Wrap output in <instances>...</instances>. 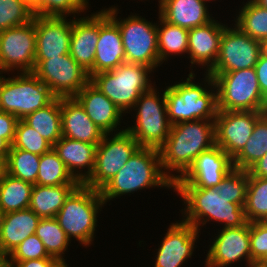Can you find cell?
<instances>
[{
  "mask_svg": "<svg viewBox=\"0 0 267 267\" xmlns=\"http://www.w3.org/2000/svg\"><path fill=\"white\" fill-rule=\"evenodd\" d=\"M194 77L195 74L191 71L186 81L168 86L164 91L167 115L172 125L216 118L217 90L208 91L201 83H193Z\"/></svg>",
  "mask_w": 267,
  "mask_h": 267,
  "instance_id": "8992f818",
  "label": "cell"
},
{
  "mask_svg": "<svg viewBox=\"0 0 267 267\" xmlns=\"http://www.w3.org/2000/svg\"><path fill=\"white\" fill-rule=\"evenodd\" d=\"M159 20L161 26L159 28L157 25L158 54L162 64L172 54L175 56V54L188 52L189 30L169 24L160 16Z\"/></svg>",
  "mask_w": 267,
  "mask_h": 267,
  "instance_id": "d6a6232c",
  "label": "cell"
},
{
  "mask_svg": "<svg viewBox=\"0 0 267 267\" xmlns=\"http://www.w3.org/2000/svg\"><path fill=\"white\" fill-rule=\"evenodd\" d=\"M233 28L225 26L216 62L208 72L253 68L258 62L261 54L260 41L251 38L237 26Z\"/></svg>",
  "mask_w": 267,
  "mask_h": 267,
  "instance_id": "5bb4252c",
  "label": "cell"
},
{
  "mask_svg": "<svg viewBox=\"0 0 267 267\" xmlns=\"http://www.w3.org/2000/svg\"><path fill=\"white\" fill-rule=\"evenodd\" d=\"M40 155L11 146L6 158V173L36 185Z\"/></svg>",
  "mask_w": 267,
  "mask_h": 267,
  "instance_id": "d590c367",
  "label": "cell"
},
{
  "mask_svg": "<svg viewBox=\"0 0 267 267\" xmlns=\"http://www.w3.org/2000/svg\"><path fill=\"white\" fill-rule=\"evenodd\" d=\"M5 212L0 208V234H1V227L3 224Z\"/></svg>",
  "mask_w": 267,
  "mask_h": 267,
  "instance_id": "11a10c76",
  "label": "cell"
},
{
  "mask_svg": "<svg viewBox=\"0 0 267 267\" xmlns=\"http://www.w3.org/2000/svg\"><path fill=\"white\" fill-rule=\"evenodd\" d=\"M12 147L41 156L51 150L53 145L34 128L26 124L22 119H19Z\"/></svg>",
  "mask_w": 267,
  "mask_h": 267,
  "instance_id": "74e56055",
  "label": "cell"
},
{
  "mask_svg": "<svg viewBox=\"0 0 267 267\" xmlns=\"http://www.w3.org/2000/svg\"><path fill=\"white\" fill-rule=\"evenodd\" d=\"M234 24L251 38L261 41L267 38V9L249 0L239 11Z\"/></svg>",
  "mask_w": 267,
  "mask_h": 267,
  "instance_id": "8d00e7d4",
  "label": "cell"
},
{
  "mask_svg": "<svg viewBox=\"0 0 267 267\" xmlns=\"http://www.w3.org/2000/svg\"><path fill=\"white\" fill-rule=\"evenodd\" d=\"M213 19L208 24L191 28L188 32V55L192 65L206 67L208 72L215 64L225 25ZM209 64V65H208ZM206 65V66H205Z\"/></svg>",
  "mask_w": 267,
  "mask_h": 267,
  "instance_id": "cb8c5ba5",
  "label": "cell"
},
{
  "mask_svg": "<svg viewBox=\"0 0 267 267\" xmlns=\"http://www.w3.org/2000/svg\"><path fill=\"white\" fill-rule=\"evenodd\" d=\"M126 62L120 29L103 9L99 11V40L96 45L94 74L110 71Z\"/></svg>",
  "mask_w": 267,
  "mask_h": 267,
  "instance_id": "ffe728a7",
  "label": "cell"
},
{
  "mask_svg": "<svg viewBox=\"0 0 267 267\" xmlns=\"http://www.w3.org/2000/svg\"><path fill=\"white\" fill-rule=\"evenodd\" d=\"M198 233L183 220L172 223L158 248L154 267H181L192 256Z\"/></svg>",
  "mask_w": 267,
  "mask_h": 267,
  "instance_id": "d6986e66",
  "label": "cell"
},
{
  "mask_svg": "<svg viewBox=\"0 0 267 267\" xmlns=\"http://www.w3.org/2000/svg\"><path fill=\"white\" fill-rule=\"evenodd\" d=\"M247 171L253 177L267 178V152L260 160L254 163Z\"/></svg>",
  "mask_w": 267,
  "mask_h": 267,
  "instance_id": "bcb514c9",
  "label": "cell"
},
{
  "mask_svg": "<svg viewBox=\"0 0 267 267\" xmlns=\"http://www.w3.org/2000/svg\"><path fill=\"white\" fill-rule=\"evenodd\" d=\"M37 185H79L66 168L64 162L59 158L58 153L52 148L40 156L39 171L36 180Z\"/></svg>",
  "mask_w": 267,
  "mask_h": 267,
  "instance_id": "1f68e13d",
  "label": "cell"
},
{
  "mask_svg": "<svg viewBox=\"0 0 267 267\" xmlns=\"http://www.w3.org/2000/svg\"><path fill=\"white\" fill-rule=\"evenodd\" d=\"M267 152V112L256 122L245 147L233 159L235 169L248 170Z\"/></svg>",
  "mask_w": 267,
  "mask_h": 267,
  "instance_id": "4dcf8cb0",
  "label": "cell"
},
{
  "mask_svg": "<svg viewBox=\"0 0 267 267\" xmlns=\"http://www.w3.org/2000/svg\"><path fill=\"white\" fill-rule=\"evenodd\" d=\"M74 98L105 134H113L111 132L119 130L117 126L120 125L123 112L91 82L85 85Z\"/></svg>",
  "mask_w": 267,
  "mask_h": 267,
  "instance_id": "7402d4cb",
  "label": "cell"
},
{
  "mask_svg": "<svg viewBox=\"0 0 267 267\" xmlns=\"http://www.w3.org/2000/svg\"><path fill=\"white\" fill-rule=\"evenodd\" d=\"M22 120L54 145L62 137L61 98L56 97L50 104L28 114Z\"/></svg>",
  "mask_w": 267,
  "mask_h": 267,
  "instance_id": "f1b7e54d",
  "label": "cell"
},
{
  "mask_svg": "<svg viewBox=\"0 0 267 267\" xmlns=\"http://www.w3.org/2000/svg\"><path fill=\"white\" fill-rule=\"evenodd\" d=\"M78 185H33L29 209L40 218H55L66 198Z\"/></svg>",
  "mask_w": 267,
  "mask_h": 267,
  "instance_id": "83f0119b",
  "label": "cell"
},
{
  "mask_svg": "<svg viewBox=\"0 0 267 267\" xmlns=\"http://www.w3.org/2000/svg\"><path fill=\"white\" fill-rule=\"evenodd\" d=\"M8 256V262L54 258L48 255L42 241L35 234L28 236Z\"/></svg>",
  "mask_w": 267,
  "mask_h": 267,
  "instance_id": "ab89813d",
  "label": "cell"
},
{
  "mask_svg": "<svg viewBox=\"0 0 267 267\" xmlns=\"http://www.w3.org/2000/svg\"><path fill=\"white\" fill-rule=\"evenodd\" d=\"M19 119L13 114L0 111V134L5 138L11 145L15 138L16 126Z\"/></svg>",
  "mask_w": 267,
  "mask_h": 267,
  "instance_id": "7bdbcfd3",
  "label": "cell"
},
{
  "mask_svg": "<svg viewBox=\"0 0 267 267\" xmlns=\"http://www.w3.org/2000/svg\"><path fill=\"white\" fill-rule=\"evenodd\" d=\"M52 267H68L65 260H57Z\"/></svg>",
  "mask_w": 267,
  "mask_h": 267,
  "instance_id": "f5cc1de1",
  "label": "cell"
},
{
  "mask_svg": "<svg viewBox=\"0 0 267 267\" xmlns=\"http://www.w3.org/2000/svg\"><path fill=\"white\" fill-rule=\"evenodd\" d=\"M244 212L247 222H267V178L249 174Z\"/></svg>",
  "mask_w": 267,
  "mask_h": 267,
  "instance_id": "e575fe53",
  "label": "cell"
},
{
  "mask_svg": "<svg viewBox=\"0 0 267 267\" xmlns=\"http://www.w3.org/2000/svg\"><path fill=\"white\" fill-rule=\"evenodd\" d=\"M109 135L104 134L97 145L94 170L83 183L98 191L119 172L140 147L126 129L114 133L112 138L108 137Z\"/></svg>",
  "mask_w": 267,
  "mask_h": 267,
  "instance_id": "8fae6325",
  "label": "cell"
},
{
  "mask_svg": "<svg viewBox=\"0 0 267 267\" xmlns=\"http://www.w3.org/2000/svg\"><path fill=\"white\" fill-rule=\"evenodd\" d=\"M105 10L120 29L126 62L155 69L160 64L156 23L136 14L119 21L116 7Z\"/></svg>",
  "mask_w": 267,
  "mask_h": 267,
  "instance_id": "9c48e42d",
  "label": "cell"
},
{
  "mask_svg": "<svg viewBox=\"0 0 267 267\" xmlns=\"http://www.w3.org/2000/svg\"><path fill=\"white\" fill-rule=\"evenodd\" d=\"M258 85L262 95L267 99V57L260 54L258 62L254 66Z\"/></svg>",
  "mask_w": 267,
  "mask_h": 267,
  "instance_id": "ee69618b",
  "label": "cell"
},
{
  "mask_svg": "<svg viewBox=\"0 0 267 267\" xmlns=\"http://www.w3.org/2000/svg\"><path fill=\"white\" fill-rule=\"evenodd\" d=\"M33 73L60 98L74 97L90 82V76L70 54L50 59H35Z\"/></svg>",
  "mask_w": 267,
  "mask_h": 267,
  "instance_id": "7c38bea8",
  "label": "cell"
},
{
  "mask_svg": "<svg viewBox=\"0 0 267 267\" xmlns=\"http://www.w3.org/2000/svg\"><path fill=\"white\" fill-rule=\"evenodd\" d=\"M153 68L124 62L117 68L94 74L90 82L122 112L132 108L142 93L153 88L148 76Z\"/></svg>",
  "mask_w": 267,
  "mask_h": 267,
  "instance_id": "52a82bcc",
  "label": "cell"
},
{
  "mask_svg": "<svg viewBox=\"0 0 267 267\" xmlns=\"http://www.w3.org/2000/svg\"><path fill=\"white\" fill-rule=\"evenodd\" d=\"M69 54L86 71L94 75L96 45L99 40V12L80 19L73 18Z\"/></svg>",
  "mask_w": 267,
  "mask_h": 267,
  "instance_id": "44dd1931",
  "label": "cell"
},
{
  "mask_svg": "<svg viewBox=\"0 0 267 267\" xmlns=\"http://www.w3.org/2000/svg\"><path fill=\"white\" fill-rule=\"evenodd\" d=\"M8 262V255L0 247V267H4Z\"/></svg>",
  "mask_w": 267,
  "mask_h": 267,
  "instance_id": "816d5d0a",
  "label": "cell"
},
{
  "mask_svg": "<svg viewBox=\"0 0 267 267\" xmlns=\"http://www.w3.org/2000/svg\"><path fill=\"white\" fill-rule=\"evenodd\" d=\"M234 169L233 159L215 145L202 152L173 187L214 188Z\"/></svg>",
  "mask_w": 267,
  "mask_h": 267,
  "instance_id": "2e32d148",
  "label": "cell"
},
{
  "mask_svg": "<svg viewBox=\"0 0 267 267\" xmlns=\"http://www.w3.org/2000/svg\"><path fill=\"white\" fill-rule=\"evenodd\" d=\"M153 186L173 188L174 182L162 170L159 150L139 147L99 191L106 203L118 196Z\"/></svg>",
  "mask_w": 267,
  "mask_h": 267,
  "instance_id": "3957f363",
  "label": "cell"
},
{
  "mask_svg": "<svg viewBox=\"0 0 267 267\" xmlns=\"http://www.w3.org/2000/svg\"><path fill=\"white\" fill-rule=\"evenodd\" d=\"M11 146L12 145L5 138L2 137V134H0V157L6 159Z\"/></svg>",
  "mask_w": 267,
  "mask_h": 267,
  "instance_id": "c3c4849f",
  "label": "cell"
},
{
  "mask_svg": "<svg viewBox=\"0 0 267 267\" xmlns=\"http://www.w3.org/2000/svg\"><path fill=\"white\" fill-rule=\"evenodd\" d=\"M267 111H219L215 118V145L234 159L245 147L256 122Z\"/></svg>",
  "mask_w": 267,
  "mask_h": 267,
  "instance_id": "9a60e30c",
  "label": "cell"
},
{
  "mask_svg": "<svg viewBox=\"0 0 267 267\" xmlns=\"http://www.w3.org/2000/svg\"><path fill=\"white\" fill-rule=\"evenodd\" d=\"M260 52L262 56L267 57V38L260 41Z\"/></svg>",
  "mask_w": 267,
  "mask_h": 267,
  "instance_id": "f907efd6",
  "label": "cell"
},
{
  "mask_svg": "<svg viewBox=\"0 0 267 267\" xmlns=\"http://www.w3.org/2000/svg\"><path fill=\"white\" fill-rule=\"evenodd\" d=\"M205 82L217 90L219 111H267L255 68L231 72H205Z\"/></svg>",
  "mask_w": 267,
  "mask_h": 267,
  "instance_id": "277c9868",
  "label": "cell"
},
{
  "mask_svg": "<svg viewBox=\"0 0 267 267\" xmlns=\"http://www.w3.org/2000/svg\"><path fill=\"white\" fill-rule=\"evenodd\" d=\"M33 184L5 173L0 181V208L6 213L27 209Z\"/></svg>",
  "mask_w": 267,
  "mask_h": 267,
  "instance_id": "f546056e",
  "label": "cell"
},
{
  "mask_svg": "<svg viewBox=\"0 0 267 267\" xmlns=\"http://www.w3.org/2000/svg\"><path fill=\"white\" fill-rule=\"evenodd\" d=\"M56 261L55 258H42L9 263L16 267H52Z\"/></svg>",
  "mask_w": 267,
  "mask_h": 267,
  "instance_id": "f6af8a7d",
  "label": "cell"
},
{
  "mask_svg": "<svg viewBox=\"0 0 267 267\" xmlns=\"http://www.w3.org/2000/svg\"><path fill=\"white\" fill-rule=\"evenodd\" d=\"M249 267H267V262L266 263H253Z\"/></svg>",
  "mask_w": 267,
  "mask_h": 267,
  "instance_id": "9f6ffc18",
  "label": "cell"
},
{
  "mask_svg": "<svg viewBox=\"0 0 267 267\" xmlns=\"http://www.w3.org/2000/svg\"><path fill=\"white\" fill-rule=\"evenodd\" d=\"M4 267H16V266L11 264V263H9V262H7V264Z\"/></svg>",
  "mask_w": 267,
  "mask_h": 267,
  "instance_id": "6f0895ef",
  "label": "cell"
},
{
  "mask_svg": "<svg viewBox=\"0 0 267 267\" xmlns=\"http://www.w3.org/2000/svg\"><path fill=\"white\" fill-rule=\"evenodd\" d=\"M71 21L65 17L35 15V59H50L69 54L72 33Z\"/></svg>",
  "mask_w": 267,
  "mask_h": 267,
  "instance_id": "ac0fdd59",
  "label": "cell"
},
{
  "mask_svg": "<svg viewBox=\"0 0 267 267\" xmlns=\"http://www.w3.org/2000/svg\"><path fill=\"white\" fill-rule=\"evenodd\" d=\"M204 0H160L159 16L169 24L190 30L213 20Z\"/></svg>",
  "mask_w": 267,
  "mask_h": 267,
  "instance_id": "d4e9b609",
  "label": "cell"
},
{
  "mask_svg": "<svg viewBox=\"0 0 267 267\" xmlns=\"http://www.w3.org/2000/svg\"><path fill=\"white\" fill-rule=\"evenodd\" d=\"M248 181V171L234 168L214 188L173 187L187 205L183 221L199 231L201 224L205 225L210 220L224 223L223 228L245 225Z\"/></svg>",
  "mask_w": 267,
  "mask_h": 267,
  "instance_id": "6da1fadb",
  "label": "cell"
},
{
  "mask_svg": "<svg viewBox=\"0 0 267 267\" xmlns=\"http://www.w3.org/2000/svg\"><path fill=\"white\" fill-rule=\"evenodd\" d=\"M40 219L29 208L6 213L0 234L1 249L9 255L28 236L35 234Z\"/></svg>",
  "mask_w": 267,
  "mask_h": 267,
  "instance_id": "4316f807",
  "label": "cell"
},
{
  "mask_svg": "<svg viewBox=\"0 0 267 267\" xmlns=\"http://www.w3.org/2000/svg\"><path fill=\"white\" fill-rule=\"evenodd\" d=\"M37 16H45V0H23Z\"/></svg>",
  "mask_w": 267,
  "mask_h": 267,
  "instance_id": "7dc6e473",
  "label": "cell"
},
{
  "mask_svg": "<svg viewBox=\"0 0 267 267\" xmlns=\"http://www.w3.org/2000/svg\"><path fill=\"white\" fill-rule=\"evenodd\" d=\"M61 127L63 137L90 144L98 145L105 134L74 97L61 98Z\"/></svg>",
  "mask_w": 267,
  "mask_h": 267,
  "instance_id": "603a6c76",
  "label": "cell"
},
{
  "mask_svg": "<svg viewBox=\"0 0 267 267\" xmlns=\"http://www.w3.org/2000/svg\"><path fill=\"white\" fill-rule=\"evenodd\" d=\"M213 146H215L214 120L173 124L167 139L158 149L163 172L174 182L188 170L202 152ZM169 170L176 171L180 175L170 174Z\"/></svg>",
  "mask_w": 267,
  "mask_h": 267,
  "instance_id": "7a4b0ae2",
  "label": "cell"
},
{
  "mask_svg": "<svg viewBox=\"0 0 267 267\" xmlns=\"http://www.w3.org/2000/svg\"><path fill=\"white\" fill-rule=\"evenodd\" d=\"M100 191L80 183L66 198L55 219L67 237L84 246L91 244L97 227V213L104 206Z\"/></svg>",
  "mask_w": 267,
  "mask_h": 267,
  "instance_id": "5b68a950",
  "label": "cell"
},
{
  "mask_svg": "<svg viewBox=\"0 0 267 267\" xmlns=\"http://www.w3.org/2000/svg\"><path fill=\"white\" fill-rule=\"evenodd\" d=\"M5 173H6V159L0 157V181L3 179Z\"/></svg>",
  "mask_w": 267,
  "mask_h": 267,
  "instance_id": "681fc988",
  "label": "cell"
},
{
  "mask_svg": "<svg viewBox=\"0 0 267 267\" xmlns=\"http://www.w3.org/2000/svg\"><path fill=\"white\" fill-rule=\"evenodd\" d=\"M251 264L267 262V222H250Z\"/></svg>",
  "mask_w": 267,
  "mask_h": 267,
  "instance_id": "60d3db41",
  "label": "cell"
},
{
  "mask_svg": "<svg viewBox=\"0 0 267 267\" xmlns=\"http://www.w3.org/2000/svg\"><path fill=\"white\" fill-rule=\"evenodd\" d=\"M259 6L267 9V0H253Z\"/></svg>",
  "mask_w": 267,
  "mask_h": 267,
  "instance_id": "db71d44e",
  "label": "cell"
},
{
  "mask_svg": "<svg viewBox=\"0 0 267 267\" xmlns=\"http://www.w3.org/2000/svg\"><path fill=\"white\" fill-rule=\"evenodd\" d=\"M35 235L40 238L49 256L65 260L62 255L71 243L55 218H41Z\"/></svg>",
  "mask_w": 267,
  "mask_h": 267,
  "instance_id": "836d02e7",
  "label": "cell"
},
{
  "mask_svg": "<svg viewBox=\"0 0 267 267\" xmlns=\"http://www.w3.org/2000/svg\"><path fill=\"white\" fill-rule=\"evenodd\" d=\"M35 55V16L32 21L0 32V74L13 69L33 72Z\"/></svg>",
  "mask_w": 267,
  "mask_h": 267,
  "instance_id": "4fadbf2b",
  "label": "cell"
},
{
  "mask_svg": "<svg viewBox=\"0 0 267 267\" xmlns=\"http://www.w3.org/2000/svg\"><path fill=\"white\" fill-rule=\"evenodd\" d=\"M215 236L207 253L205 267H227L241 259L251 265L250 222L243 226L223 228Z\"/></svg>",
  "mask_w": 267,
  "mask_h": 267,
  "instance_id": "e0dca14e",
  "label": "cell"
},
{
  "mask_svg": "<svg viewBox=\"0 0 267 267\" xmlns=\"http://www.w3.org/2000/svg\"><path fill=\"white\" fill-rule=\"evenodd\" d=\"M87 0H45V16L65 17L84 12ZM67 14V15H65Z\"/></svg>",
  "mask_w": 267,
  "mask_h": 267,
  "instance_id": "b9f144b4",
  "label": "cell"
},
{
  "mask_svg": "<svg viewBox=\"0 0 267 267\" xmlns=\"http://www.w3.org/2000/svg\"><path fill=\"white\" fill-rule=\"evenodd\" d=\"M154 88L142 93L137 99L133 106L137 110L136 123L126 130L140 147L159 149L167 139L172 124L167 115L165 94L163 92L160 98Z\"/></svg>",
  "mask_w": 267,
  "mask_h": 267,
  "instance_id": "30bf717a",
  "label": "cell"
},
{
  "mask_svg": "<svg viewBox=\"0 0 267 267\" xmlns=\"http://www.w3.org/2000/svg\"><path fill=\"white\" fill-rule=\"evenodd\" d=\"M96 148L97 144L72 140L63 136L53 145L59 158L79 183H84L94 170ZM76 168L79 170L87 168V171L83 173L81 172L83 170L78 171Z\"/></svg>",
  "mask_w": 267,
  "mask_h": 267,
  "instance_id": "484cf974",
  "label": "cell"
},
{
  "mask_svg": "<svg viewBox=\"0 0 267 267\" xmlns=\"http://www.w3.org/2000/svg\"><path fill=\"white\" fill-rule=\"evenodd\" d=\"M34 16L23 0H0V32L32 21Z\"/></svg>",
  "mask_w": 267,
  "mask_h": 267,
  "instance_id": "f35d334b",
  "label": "cell"
},
{
  "mask_svg": "<svg viewBox=\"0 0 267 267\" xmlns=\"http://www.w3.org/2000/svg\"><path fill=\"white\" fill-rule=\"evenodd\" d=\"M55 98L33 72H20L13 78L0 75V111L18 119L45 107Z\"/></svg>",
  "mask_w": 267,
  "mask_h": 267,
  "instance_id": "ba28073f",
  "label": "cell"
}]
</instances>
